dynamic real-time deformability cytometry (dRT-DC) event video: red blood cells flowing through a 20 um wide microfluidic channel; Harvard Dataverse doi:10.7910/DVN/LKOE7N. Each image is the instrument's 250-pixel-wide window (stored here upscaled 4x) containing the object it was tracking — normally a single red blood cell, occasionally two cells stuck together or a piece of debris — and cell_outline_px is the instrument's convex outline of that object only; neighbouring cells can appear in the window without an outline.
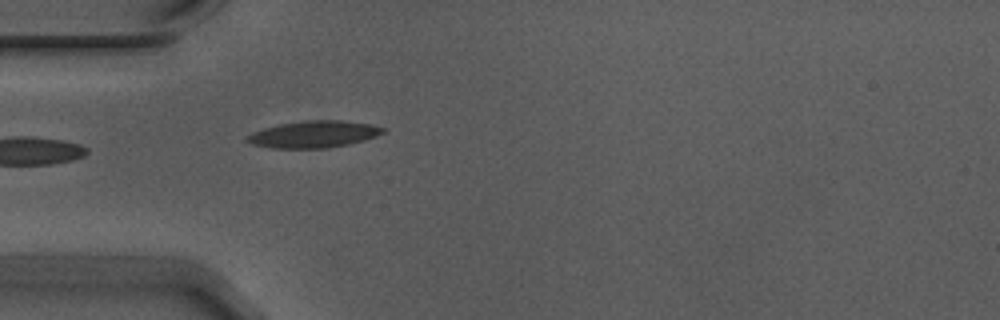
{"species": "Egyptian fruit bat (a non-hibernating species)", "species_latin": "Rousettus aegyptiacus", "temperature_condition": "warm", "stored_images_in_passage": 22, "camera_frame_rate_fps": 3000, "um_per_image_px": 0.085, "animal": {"sex": "male"}, "frame": {"image": 1, "passage_image": 1, "time_ms": 0.0, "image_size_px": [1000, 320], "cell_outline_px": [[384, 132], [376, 136], [364, 140], [348, 144], [328, 148], [272, 148], [252, 144], [244, 140], [244, 136], [252, 132], [264, 128], [280, 124], [304, 120], [344, 120], [368, 124], [384, 128]], "centroid_in_image_um": [26.61, 11.41], "position_along_channel_um": 58.4, "area_um2": 21.27}}